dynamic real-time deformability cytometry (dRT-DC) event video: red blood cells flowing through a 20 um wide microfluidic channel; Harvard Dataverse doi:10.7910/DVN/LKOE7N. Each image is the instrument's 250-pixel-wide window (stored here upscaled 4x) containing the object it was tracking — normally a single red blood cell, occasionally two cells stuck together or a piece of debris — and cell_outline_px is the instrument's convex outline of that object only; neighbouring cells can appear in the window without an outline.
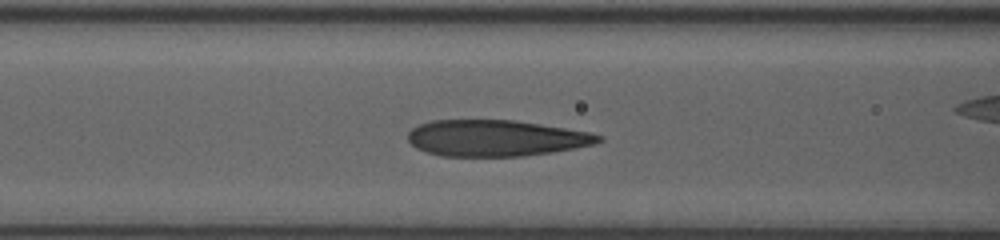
{"species": "human", "species_latin": "Homo sapiens", "temperature_condition": "room temperature", "stored_images_in_passage": 38, "camera_frame_rate_fps": 3000, "um_per_image_px": 0.085, "donor": {"sex": "female"}, "frame": {"image": 1, "passage_image": 14, "time_ms": 4.333, "image_size_px": [1000, 240], "cell_outline_px": [[604, 140], [596, 144], [552, 152], [524, 156], [440, 156], [416, 148], [408, 140], [408, 132], [412, 128], [420, 124], [432, 120], [512, 120], [540, 124], [588, 132], [604, 136]], "centroid_in_image_um": [42.15, 11.74], "position_along_channel_um": 124.4, "area_um2": 40.23}}
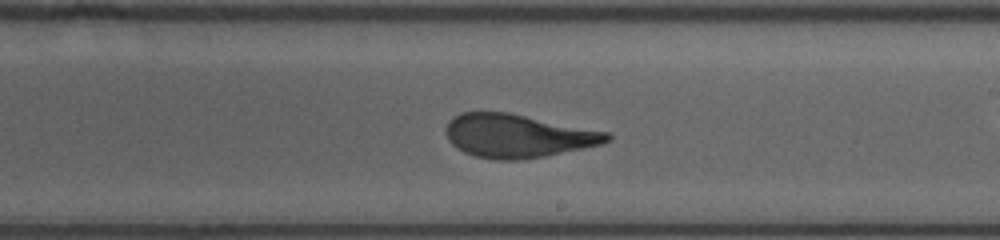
{"frame": {"image": 2, "passage_image": 23, "time_ms": 7.333, "image_size_px": [1000, 240], "cell_outline_px": [[612, 140], [600, 144], [584, 148], [524, 160], [496, 160], [476, 156], [464, 152], [456, 148], [448, 140], [444, 128], [448, 120], [460, 112], [508, 112], [608, 132], [612, 136]], "centroid_in_image_um": [43.97, 11.55], "position_along_channel_um": 245.0, "area_um2": 40.86}}
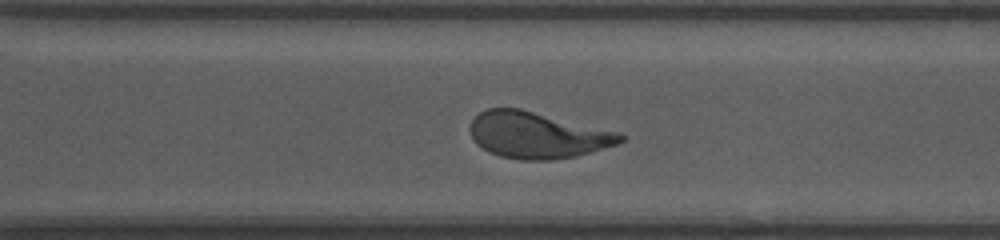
{"frame": {"image": 3, "passage_image": 29, "time_ms": 9.333, "image_size_px": [1000, 240], "cell_outline_px": [[624, 140], [616, 144], [576, 156], [552, 160], [520, 160], [500, 156], [488, 152], [476, 144], [468, 128], [472, 120], [480, 112], [488, 108], [520, 108], [620, 132], [624, 136]], "centroid_in_image_um": [45.64, 11.48], "position_along_channel_um": 325.0, "area_um2": 40.63}, "authors_computed_cell_mechanics": {"area_um2": 41.1536, "velocity_mm_per_s": 4.0266, "shape_relaxation_time_tau1_ms": 5.7496, "shape_relaxation_time_tau2_ms": 0.8404, "deformation_change_tau1": 0.2387, "deformation_change_tau2": 0.0859}}